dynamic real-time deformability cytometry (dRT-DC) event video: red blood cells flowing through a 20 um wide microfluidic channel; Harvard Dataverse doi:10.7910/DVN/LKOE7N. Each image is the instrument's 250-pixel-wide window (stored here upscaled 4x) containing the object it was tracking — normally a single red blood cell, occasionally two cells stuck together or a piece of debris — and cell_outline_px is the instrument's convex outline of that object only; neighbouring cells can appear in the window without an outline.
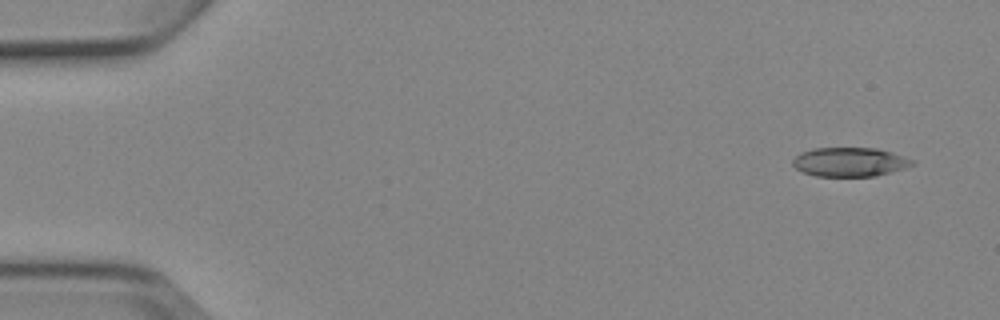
{"species": "Egyptian fruit bat (a non-hibernating species)", "species_latin": "Rousettus aegyptiacus", "temperature_condition": "cold", "stored_images_in_passage": 4, "camera_frame_rate_fps": 3000, "um_per_image_px": 0.085, "animal": {"sex": "female"}, "frame": {"image": 1, "passage_image": 1, "time_ms": 0.0, "image_size_px": [1000, 320], "cell_outline_px": [[916, 164], [904, 168], [876, 176], [816, 176], [804, 172], [796, 168], [792, 164], [792, 160], [800, 152], [812, 148], [876, 148], [892, 152], [912, 160]], "centroid_in_image_um": [72.21, 13.76], "position_along_channel_um": 12.8, "area_um2": 20.17}}
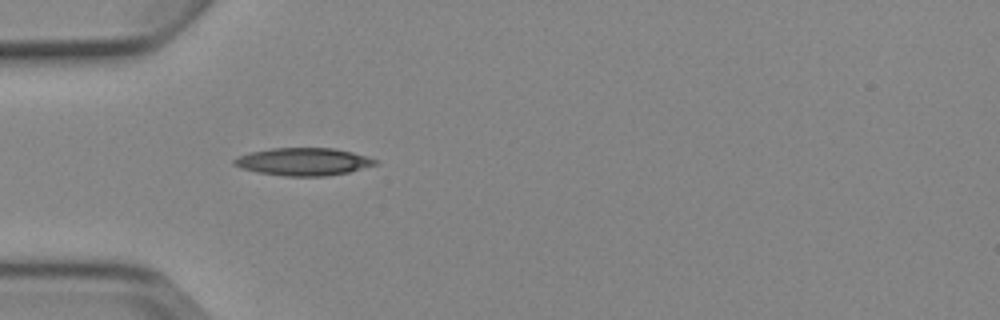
{"frame": {"image": 2, "passage_image": 4, "time_ms": 4.333, "image_size_px": [1000, 320], "cell_outline_px": [[376, 164], [348, 172], [324, 176], [284, 176], [260, 172], [240, 168], [232, 164], [232, 160], [236, 156], [248, 152], [272, 148], [332, 148], [352, 152], [376, 160]], "centroid_in_image_um": [25.69, 13.73], "position_along_channel_um": 59.3, "area_um2": 22.54}}